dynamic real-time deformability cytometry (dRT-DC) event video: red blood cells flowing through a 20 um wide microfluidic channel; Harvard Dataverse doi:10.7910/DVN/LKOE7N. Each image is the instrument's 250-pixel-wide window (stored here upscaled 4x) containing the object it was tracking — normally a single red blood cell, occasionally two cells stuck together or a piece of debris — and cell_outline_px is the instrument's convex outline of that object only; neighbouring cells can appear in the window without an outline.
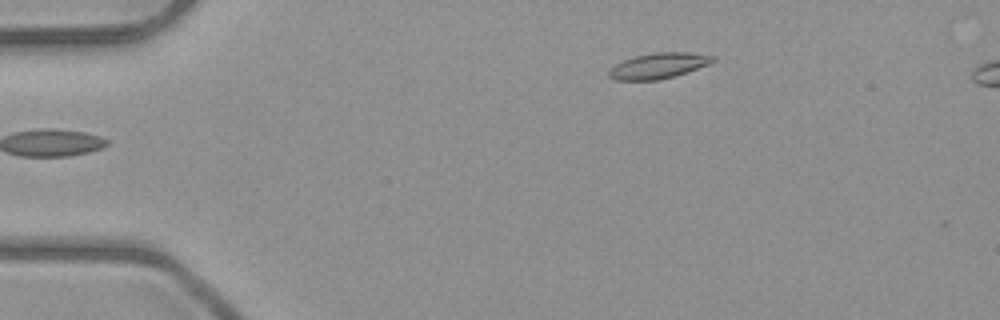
{"species": "common noctule bat (a hibernating species)", "species_latin": "Nyctalus noctula", "temperature_condition": "room temperature", "stored_images_in_passage": 5, "camera_frame_rate_fps": 3000, "um_per_image_px": 0.085, "animal": {"sex": "male", "body_mass_g": 23.1, "forearm_length_mm": 52.7}, "frame": {"image": 1, "passage_image": 5, "time_ms": 4.667, "image_size_px": [1000, 320], "cell_outline_px": [[716, 60], [708, 64], [688, 72], [660, 80], [616, 80], [608, 76], [608, 72], [616, 64], [624, 60], [636, 56], [652, 52], [688, 52], [716, 56]], "centroid_in_image_um": [56.0, 5.58], "position_along_channel_um": 29.0, "area_um2": 15.49}}